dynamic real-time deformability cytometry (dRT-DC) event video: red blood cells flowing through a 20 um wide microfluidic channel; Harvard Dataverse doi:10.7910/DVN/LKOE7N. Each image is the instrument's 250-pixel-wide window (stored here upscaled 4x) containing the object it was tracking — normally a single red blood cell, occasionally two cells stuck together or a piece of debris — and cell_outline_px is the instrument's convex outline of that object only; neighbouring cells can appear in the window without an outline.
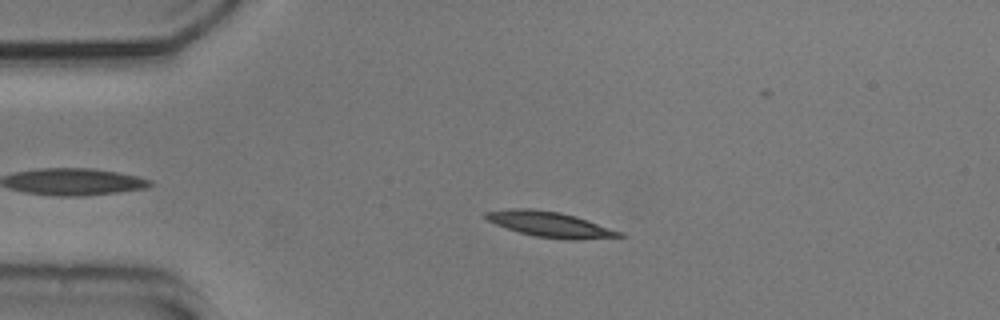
{"species": "common noctule bat (a hibernating species)", "species_latin": "Nyctalus noctula", "temperature_condition": "cold", "stored_images_in_passage": 54, "camera_frame_rate_fps": 3000, "um_per_image_px": 0.085, "animal": {"sex": "male", "body_mass_g": 20.5, "forearm_length_mm": 52.5}, "frame": {"image": 1, "passage_image": 12, "time_ms": 3.667, "image_size_px": [1000, 320], "cell_outline_px": [[616, 236], [548, 236], [528, 232], [512, 228], [496, 220], [492, 216], [508, 212], [552, 212], [568, 216], [592, 224], [612, 232]], "centroid_in_image_um": [46.8, 19.08], "position_along_channel_um": 38.2, "area_um2": 13.81}}
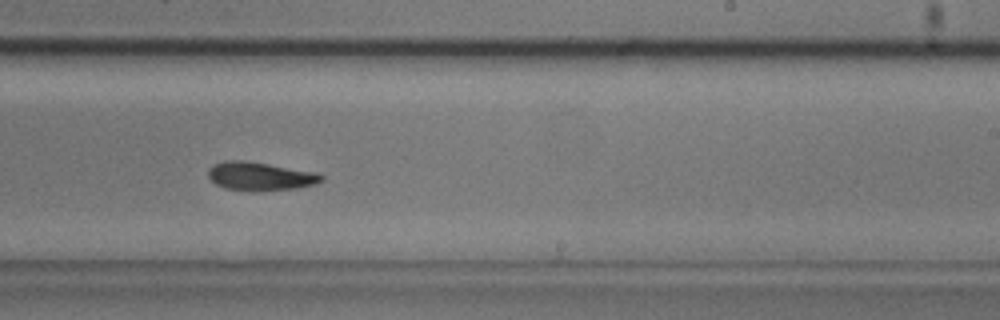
{"frame": {"image": 2, "passage_image": 33, "time_ms": 10.667, "image_size_px": [1000, 320], "cell_outline_px": [[320, 176], [316, 180], [304, 184], [268, 188], [244, 188], [224, 184], [216, 180], [212, 176], [212, 168], [220, 164], [260, 164]], "centroid_in_image_um": [22.04, 14.97], "position_along_channel_um": 267.0, "area_um2": 13.76}}
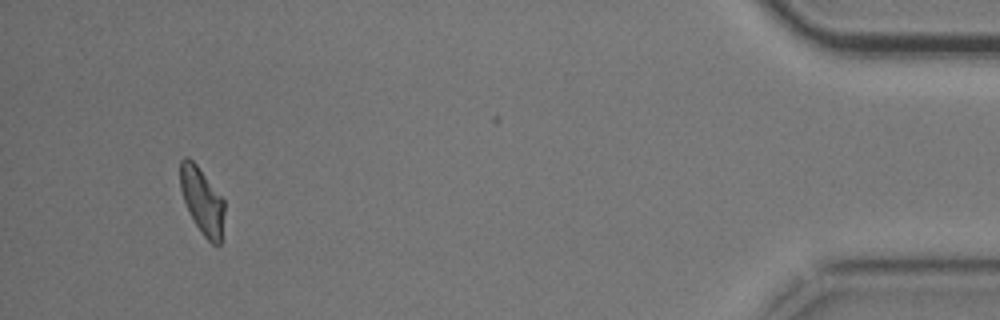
{"frame": {"image": 3, "passage_image": 51, "time_ms": 16.667, "image_size_px": [1000, 320], "cell_outline_px": [[224, 204], [220, 240], [208, 236], [200, 228], [188, 208], [184, 196], [180, 180], [180, 168], [188, 160], [200, 172], [224, 200]], "centroid_in_image_um": [17.2, 17.05], "position_along_channel_um": 418.0, "area_um2": 14.51}}